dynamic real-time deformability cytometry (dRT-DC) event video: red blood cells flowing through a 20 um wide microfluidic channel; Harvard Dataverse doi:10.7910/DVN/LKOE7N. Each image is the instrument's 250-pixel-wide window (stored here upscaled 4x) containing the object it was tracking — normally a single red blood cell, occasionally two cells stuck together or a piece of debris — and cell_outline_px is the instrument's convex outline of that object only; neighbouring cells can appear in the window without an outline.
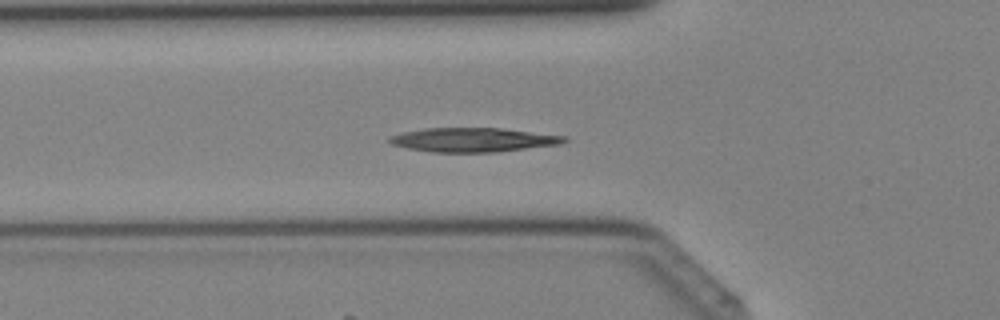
{"species": "Egyptian fruit bat (a non-hibernating species)", "species_latin": "Rousettus aegyptiacus", "temperature_condition": "cold", "stored_images_in_passage": 30, "camera_frame_rate_fps": 3000, "um_per_image_px": 0.085, "animal": {"sex": "female"}, "frame": {"image": 1, "passage_image": 4, "time_ms": 1.0, "image_size_px": [1000, 320], "cell_outline_px": [[568, 140], [564, 144], [496, 152], [432, 152], [408, 148], [392, 144], [388, 140], [388, 136], [404, 132], [424, 128], [500, 128], [568, 136]], "centroid_in_image_um": [40.27, 11.88], "position_along_channel_um": 85.5, "area_um2": 24.68}}
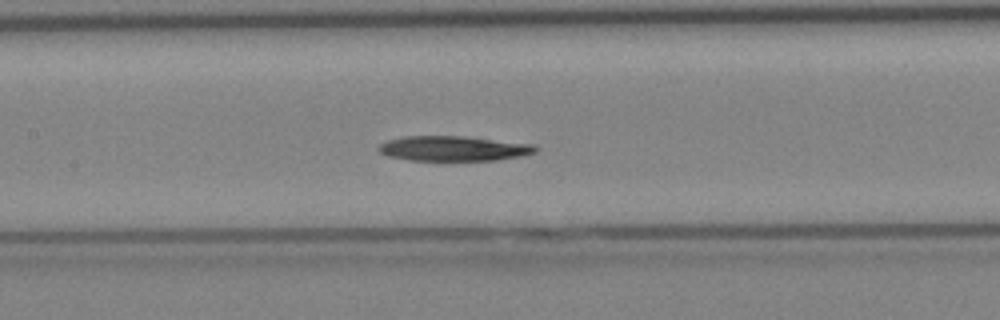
{"frame": {"image": 2, "passage_image": 9, "time_ms": 2.667, "image_size_px": [1000, 320], "cell_outline_px": [[540, 148], [536, 152], [524, 156], [496, 160], [408, 160], [388, 156], [380, 152], [376, 148], [380, 144], [388, 140], [404, 136], [464, 136], [536, 144]], "centroid_in_image_um": [38.6, 12.62], "position_along_channel_um": 168.8, "area_um2": 23.06}}
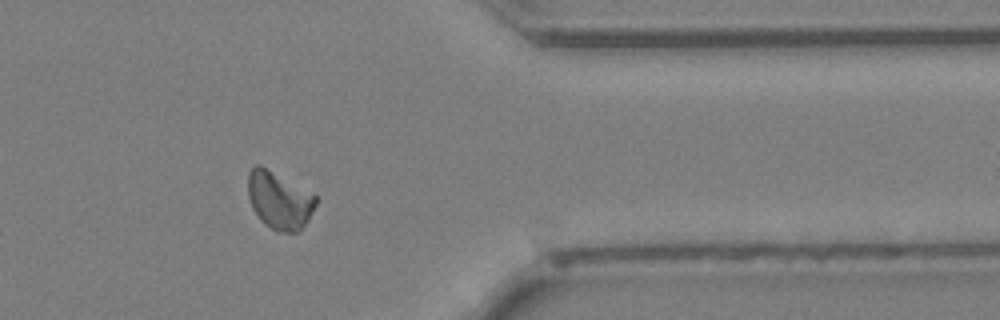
{"frame": {"image": 3, "passage_image": 23, "time_ms": 7.333, "image_size_px": [1000, 320], "cell_outline_px": [[316, 204], [308, 220], [296, 232], [276, 232], [264, 224], [260, 220], [252, 208], [248, 196], [248, 172], [256, 164], [260, 164], [316, 196]], "centroid_in_image_um": [23.7, 17.04], "position_along_channel_um": 387.7, "area_um2": 22.48}}